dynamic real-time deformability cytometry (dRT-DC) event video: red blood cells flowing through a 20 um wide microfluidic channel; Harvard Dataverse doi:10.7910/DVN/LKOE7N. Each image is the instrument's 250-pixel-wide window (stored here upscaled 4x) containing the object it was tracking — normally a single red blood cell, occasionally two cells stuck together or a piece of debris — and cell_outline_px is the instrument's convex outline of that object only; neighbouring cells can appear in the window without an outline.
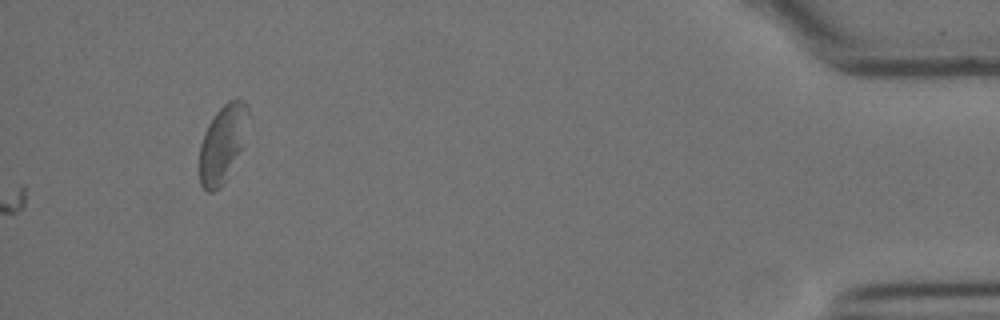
{"species": "Egyptian fruit bat (a non-hibernating species)", "species_latin": "Rousettus aegyptiacus", "temperature_condition": "cold", "stored_images_in_passage": 59, "camera_frame_rate_fps": 3000, "um_per_image_px": 0.085, "animal": {"sex": "female"}, "frame": {"image": 1, "passage_image": 59, "time_ms": 19.333, "image_size_px": [1000, 320], "cell_outline_px": [[248, 112], [244, 148], [220, 188], [212, 192], [208, 192], [200, 184], [200, 144], [204, 132], [208, 124], [216, 112], [228, 100], [244, 100], [248, 108]], "centroid_in_image_um": [18.92, 12.22], "position_along_channel_um": 416.3, "area_um2": 22.02}}